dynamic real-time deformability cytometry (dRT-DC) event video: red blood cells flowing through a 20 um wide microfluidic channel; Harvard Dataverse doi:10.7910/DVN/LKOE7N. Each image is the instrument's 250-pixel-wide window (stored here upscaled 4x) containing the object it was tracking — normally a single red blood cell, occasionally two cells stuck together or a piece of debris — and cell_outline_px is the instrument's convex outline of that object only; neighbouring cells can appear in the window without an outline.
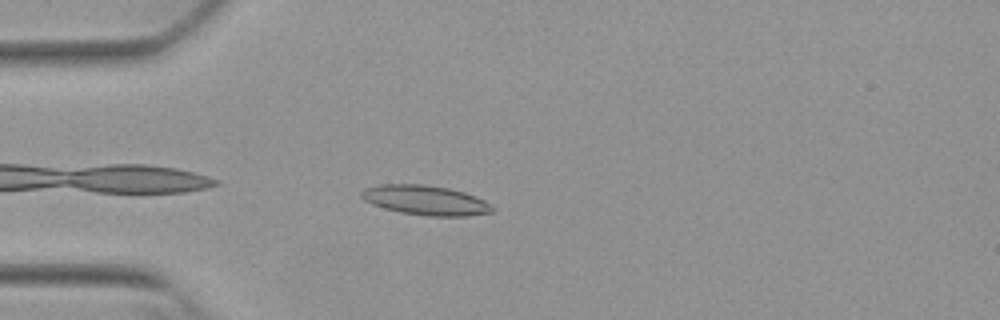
{"species": "Egyptian fruit bat (a non-hibernating species)", "species_latin": "Rousettus aegyptiacus", "temperature_condition": "warm", "stored_images_in_passage": 32, "camera_frame_rate_fps": 3000, "um_per_image_px": 0.085, "animal": {"sex": "female"}, "frame": {"image": 1, "passage_image": 3, "time_ms": 0.667, "image_size_px": [1000, 320], "cell_outline_px": [[496, 212], [464, 216], [428, 216], [400, 212], [384, 208], [372, 204], [364, 200], [360, 196], [360, 192], [364, 188], [380, 184], [424, 184], [448, 188], [464, 192], [476, 196], [484, 200], [496, 208]], "centroid_in_image_um": [36.18, 17.02], "position_along_channel_um": 48.8, "area_um2": 22.83}}
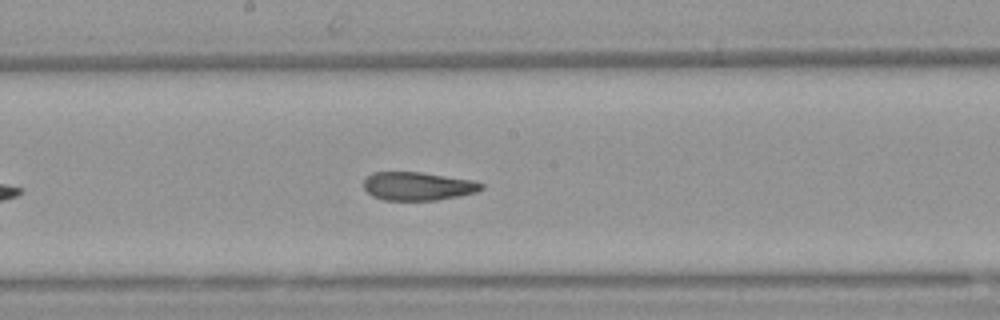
{"frame": {"image": 2, "passage_image": 17, "time_ms": 5.333, "image_size_px": [1000, 320], "cell_outline_px": [[484, 188], [476, 192], [436, 200], [384, 200], [372, 196], [364, 188], [364, 180], [372, 172], [420, 172], [472, 180], [484, 184]], "centroid_in_image_um": [35.5, 15.82], "position_along_channel_um": 212.7, "area_um2": 19.31}}
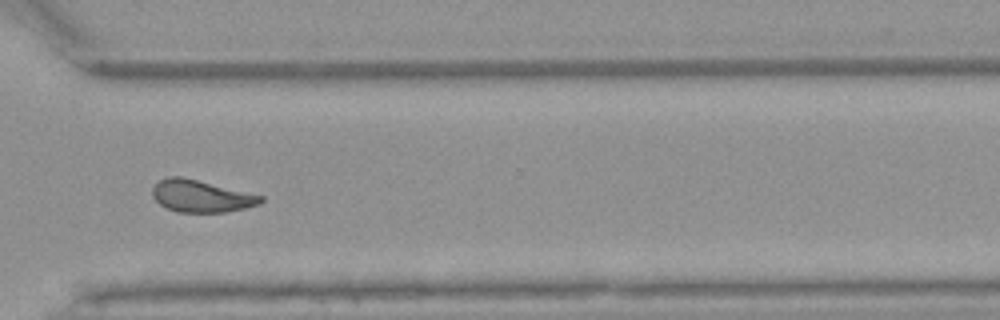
{"frame": {"image": 3, "passage_image": 28, "time_ms": 9.0, "image_size_px": [1000, 320], "cell_outline_px": [[264, 200], [260, 204], [244, 208], [224, 212], [176, 212], [160, 204], [152, 196], [152, 188], [160, 180], [168, 176], [180, 176], [264, 196]], "centroid_in_image_um": [17.09, 16.67], "position_along_channel_um": 353.5, "area_um2": 20.06}, "authors_computed_cell_mechanics": {"area_um2": 20.6924, "velocity_mm_per_s": 3.835, "shape_relaxation_time_tau1_ms": null, "shape_relaxation_time_tau2_ms": 1.9933, "deformation_change_tau1": null, "deformation_change_tau2": 0.0868}}